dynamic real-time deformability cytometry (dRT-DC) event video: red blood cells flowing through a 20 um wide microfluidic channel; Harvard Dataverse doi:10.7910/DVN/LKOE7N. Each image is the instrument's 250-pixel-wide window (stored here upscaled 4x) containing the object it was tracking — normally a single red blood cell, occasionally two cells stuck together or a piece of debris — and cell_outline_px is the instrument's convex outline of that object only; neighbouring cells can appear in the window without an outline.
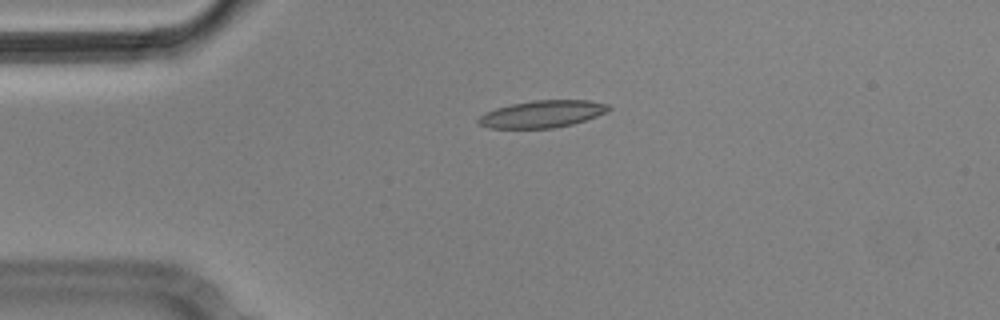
{"species": "Egyptian fruit bat (a non-hibernating species)", "species_latin": "Rousettus aegyptiacus", "temperature_condition": "cold", "stored_images_in_passage": 2, "camera_frame_rate_fps": 3000, "um_per_image_px": 0.085, "animal": {"sex": "male"}, "frame": {"image": 1, "passage_image": 1, "time_ms": 0.0, "image_size_px": [1000, 320], "cell_outline_px": [[612, 108], [608, 112], [572, 124], [552, 128], [492, 128], [476, 124], [476, 120], [484, 112], [496, 108], [512, 104], [536, 100], [588, 100], [608, 104]], "centroid_in_image_um": [46.08, 9.69], "position_along_channel_um": 38.9, "area_um2": 20.58}}